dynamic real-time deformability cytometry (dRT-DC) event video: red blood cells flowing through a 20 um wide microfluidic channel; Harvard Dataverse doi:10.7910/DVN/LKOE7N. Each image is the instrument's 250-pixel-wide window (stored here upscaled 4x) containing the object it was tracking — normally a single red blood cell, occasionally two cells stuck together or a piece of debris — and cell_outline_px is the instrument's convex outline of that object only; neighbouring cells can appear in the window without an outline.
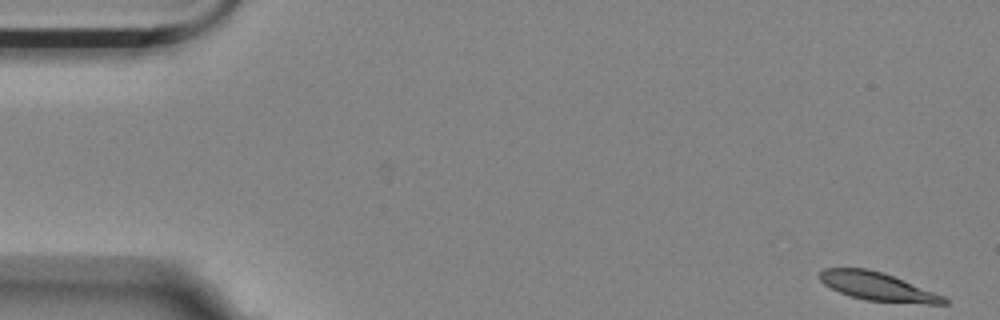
{"species": "Egyptian fruit bat (a non-hibernating species)", "species_latin": "Rousettus aegyptiacus", "temperature_condition": "room temperature", "stored_images_in_passage": 10, "camera_frame_rate_fps": 3000, "um_per_image_px": 0.085, "animal": {"sex": "female"}, "frame": {"image": 1, "passage_image": 1, "time_ms": 0.0, "image_size_px": [1000, 320], "cell_outline_px": [[948, 304], [928, 304], [868, 300], [852, 296], [840, 292], [824, 284], [820, 280], [820, 272], [824, 268], [868, 268], [884, 272], [944, 296], [948, 300]], "centroid_in_image_um": [74.62, 24.34], "position_along_channel_um": 10.4, "area_um2": 20.29}}